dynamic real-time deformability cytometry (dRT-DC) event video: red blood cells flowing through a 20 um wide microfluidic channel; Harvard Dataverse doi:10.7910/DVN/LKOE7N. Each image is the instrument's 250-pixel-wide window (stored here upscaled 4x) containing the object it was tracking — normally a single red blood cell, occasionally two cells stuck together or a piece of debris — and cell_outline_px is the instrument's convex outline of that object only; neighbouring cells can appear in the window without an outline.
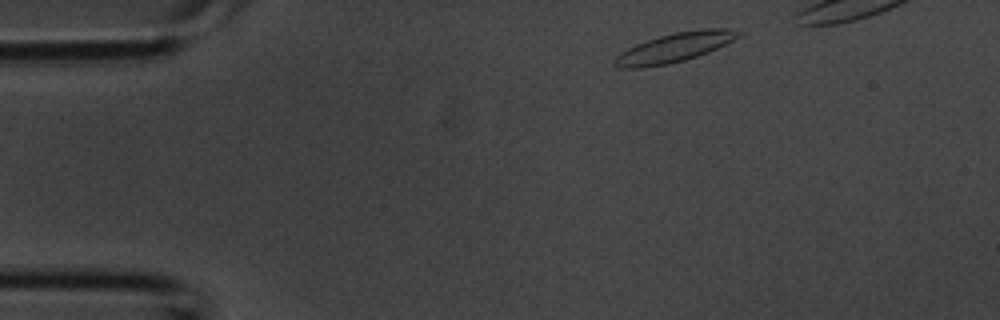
{"species": "common noctule bat (a hibernating species)", "species_latin": "Nyctalus noctula", "temperature_condition": "room temperature", "stored_images_in_passage": 4, "camera_frame_rate_fps": 3000, "um_per_image_px": 0.085, "animal": {"sex": "male", "body_mass_g": 20.1, "forearm_length_mm": 53.5}, "frame": {"image": 1, "passage_image": 1, "time_ms": 0.0, "image_size_px": [1000, 320], "cell_outline_px": [[744, 32], [740, 36], [708, 52], [684, 60], [668, 64], [644, 68], [620, 68], [612, 64], [612, 60], [620, 52], [636, 44], [660, 36], [676, 32], [704, 28], [732, 28]], "centroid_in_image_um": [57.32, 4.04], "position_along_channel_um": 27.7, "area_um2": 21.1}}
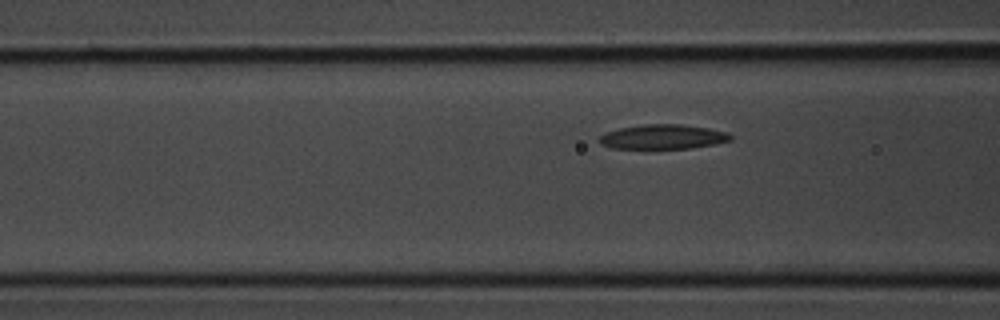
{"frame": {"image": 2, "passage_image": 4, "time_ms": 1.0, "image_size_px": [1000, 320], "cell_outline_px": [[732, 140], [716, 144], [692, 148], [612, 148], [600, 144], [600, 136], [604, 132], [620, 128], [644, 124], [680, 124], [708, 128], [728, 132], [732, 136]], "centroid_in_image_um": [56.37, 11.62], "position_along_channel_um": 110.2, "area_um2": 18.79}}